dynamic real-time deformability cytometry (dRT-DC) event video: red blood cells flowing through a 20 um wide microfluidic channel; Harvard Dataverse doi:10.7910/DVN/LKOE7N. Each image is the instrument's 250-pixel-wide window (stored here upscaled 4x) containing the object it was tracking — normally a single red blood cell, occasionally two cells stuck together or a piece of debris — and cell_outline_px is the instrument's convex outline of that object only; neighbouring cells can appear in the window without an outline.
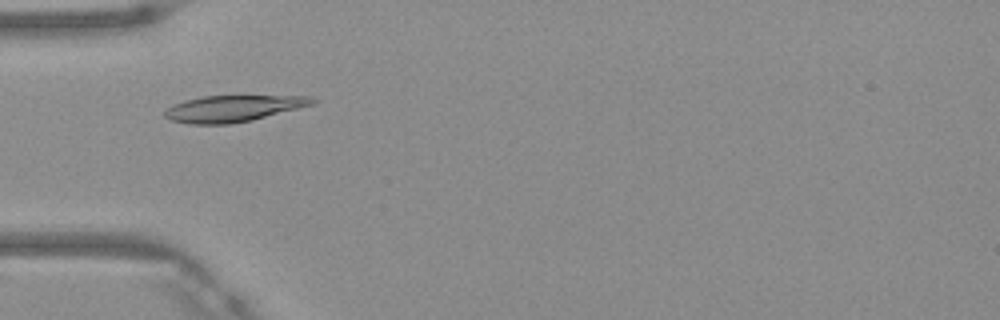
{"species": "Egyptian fruit bat (a non-hibernating species)", "species_latin": "Rousettus aegyptiacus", "temperature_condition": "warm", "stored_images_in_passage": 41, "camera_frame_rate_fps": 3000, "um_per_image_px": 0.085, "frame": {"image": 1, "passage_image": 8, "time_ms": 2.333, "image_size_px": [1000, 320], "cell_outline_px": [[316, 100], [312, 104], [252, 120], [228, 124], [188, 124], [172, 120], [164, 116], [164, 112], [172, 104], [204, 96], [312, 96]], "centroid_in_image_um": [19.78, 9.22], "position_along_channel_um": 65.2, "area_um2": 22.31}}
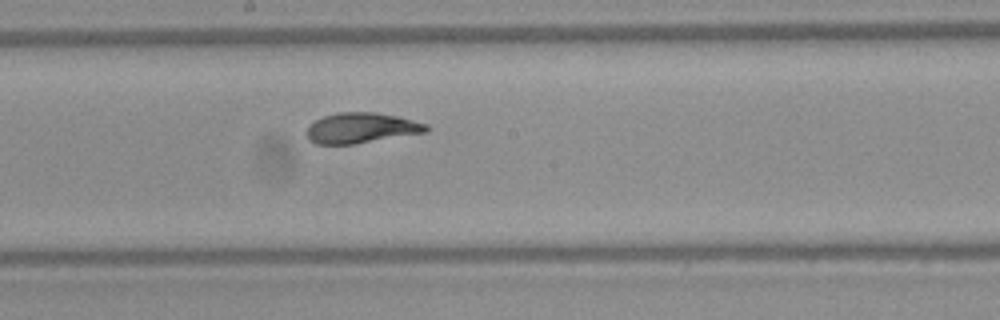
{"frame": {"image": 2, "passage_image": 19, "time_ms": 6.0, "image_size_px": [1000, 320], "cell_outline_px": [[428, 132], [352, 144], [316, 144], [308, 140], [308, 128], [316, 120], [324, 116], [340, 112], [376, 112], [396, 116], [428, 124]], "centroid_in_image_um": [30.73, 10.88], "position_along_channel_um": 217.5, "area_um2": 20.92}}
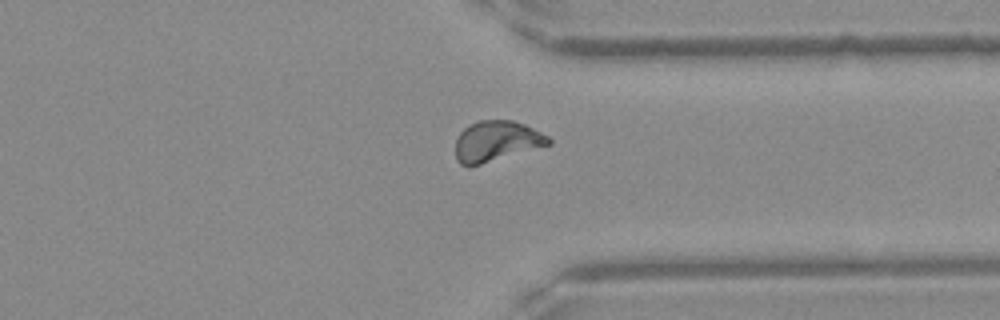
{"frame": {"image": 3, "passage_image": 30, "time_ms": 9.667, "image_size_px": [1000, 320], "cell_outline_px": [[552, 144], [480, 164], [460, 164], [456, 160], [456, 140], [460, 132], [468, 124], [480, 120], [512, 120], [524, 124], [548, 136], [552, 140]], "centroid_in_image_um": [42.2, 11.98], "position_along_channel_um": 369.2, "area_um2": 21.73}, "authors_computed_cell_mechanics": {"area_um2": 21.4438, "velocity_mm_per_s": 4.1653, "shape_relaxation_time_tau1_ms": 4.6122, "shape_relaxation_time_tau2_ms": 0.9463, "deformation_change_tau1": 0.1703, "deformation_change_tau2": 0.0381}}